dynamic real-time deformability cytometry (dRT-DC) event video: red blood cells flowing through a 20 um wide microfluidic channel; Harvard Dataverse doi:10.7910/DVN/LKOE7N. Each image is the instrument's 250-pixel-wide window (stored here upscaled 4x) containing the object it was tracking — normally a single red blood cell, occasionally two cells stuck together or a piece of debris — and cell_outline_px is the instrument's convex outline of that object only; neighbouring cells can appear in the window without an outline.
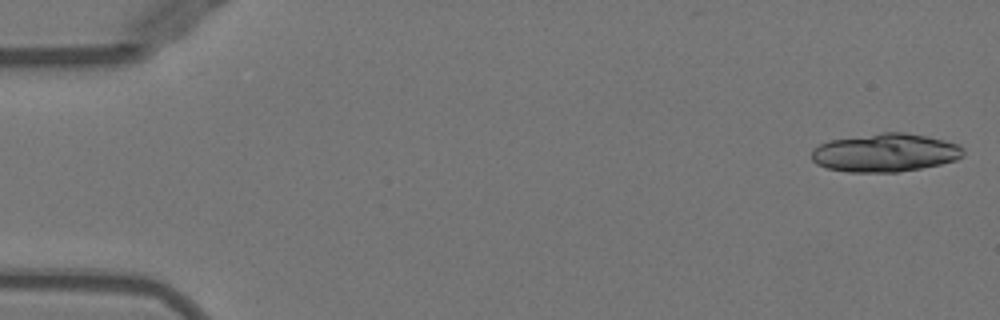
{"species": "Egyptian fruit bat (a non-hibernating species)", "species_latin": "Rousettus aegyptiacus", "temperature_condition": "warm", "stored_images_in_passage": 20, "camera_frame_rate_fps": 3000, "um_per_image_px": 0.085, "animal": {"sex": "female"}, "frame": {"image": 1, "passage_image": 1, "time_ms": 0.0, "image_size_px": [1000, 320], "cell_outline_px": [[964, 156], [956, 160], [940, 164], [920, 168], [896, 172], [848, 172], [828, 168], [816, 164], [812, 160], [812, 148], [820, 144], [832, 140], [884, 132], [904, 132], [928, 136], [944, 140], [956, 144], [964, 148]], "centroid_in_image_um": [75.25, 12.98], "position_along_channel_um": 9.7, "area_um2": 33.76}}